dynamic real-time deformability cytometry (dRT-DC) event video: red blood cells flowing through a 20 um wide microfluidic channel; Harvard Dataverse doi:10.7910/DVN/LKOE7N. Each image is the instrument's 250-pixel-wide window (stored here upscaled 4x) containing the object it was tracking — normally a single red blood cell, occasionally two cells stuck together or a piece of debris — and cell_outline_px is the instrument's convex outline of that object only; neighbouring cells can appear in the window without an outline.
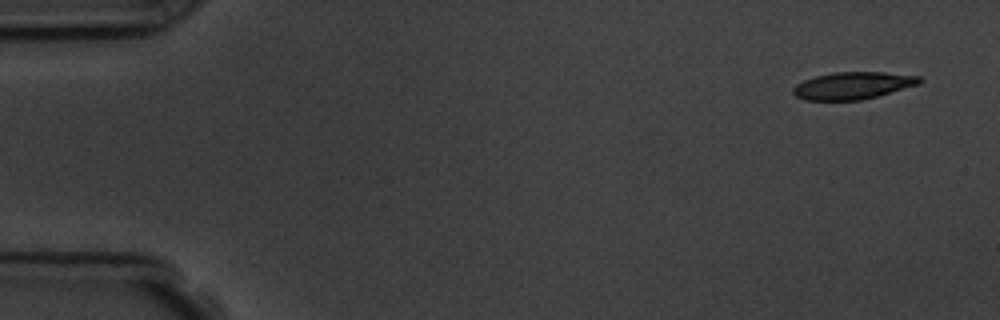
{"species": "common noctule bat (a hibernating species)", "species_latin": "Nyctalus noctula", "temperature_condition": "room temperature", "stored_images_in_passage": 5, "camera_frame_rate_fps": 3000, "um_per_image_px": 0.085, "animal": {"sex": "male", "body_mass_g": 19.5, "forearm_length_mm": 54.6}, "frame": {"image": 1, "passage_image": 1, "time_ms": 0.0, "image_size_px": [1000, 320], "cell_outline_px": [[924, 80], [920, 84], [876, 96], [860, 100], [804, 100], [796, 96], [792, 92], [792, 88], [796, 84], [804, 80], [816, 76], [832, 72], [884, 72], [920, 76]], "centroid_in_image_um": [72.49, 7.27], "position_along_channel_um": 12.5, "area_um2": 20.06}}
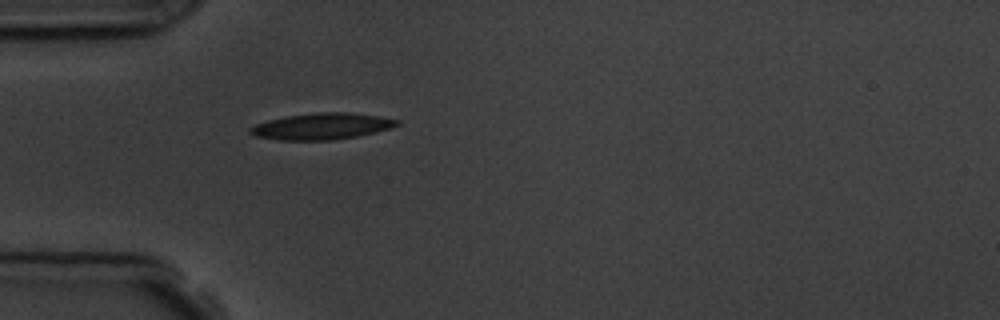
{"frame": {"image": 2, "passage_image": 5, "time_ms": 4.333, "image_size_px": [1000, 320], "cell_outline_px": [[400, 124], [376, 132], [356, 136], [332, 140], [280, 140], [256, 136], [248, 132], [248, 128], [256, 124], [268, 120], [284, 116], [316, 112], [348, 112], [380, 116], [400, 120]], "centroid_in_image_um": [27.33, 10.72], "position_along_channel_um": 57.7, "area_um2": 22.6}}